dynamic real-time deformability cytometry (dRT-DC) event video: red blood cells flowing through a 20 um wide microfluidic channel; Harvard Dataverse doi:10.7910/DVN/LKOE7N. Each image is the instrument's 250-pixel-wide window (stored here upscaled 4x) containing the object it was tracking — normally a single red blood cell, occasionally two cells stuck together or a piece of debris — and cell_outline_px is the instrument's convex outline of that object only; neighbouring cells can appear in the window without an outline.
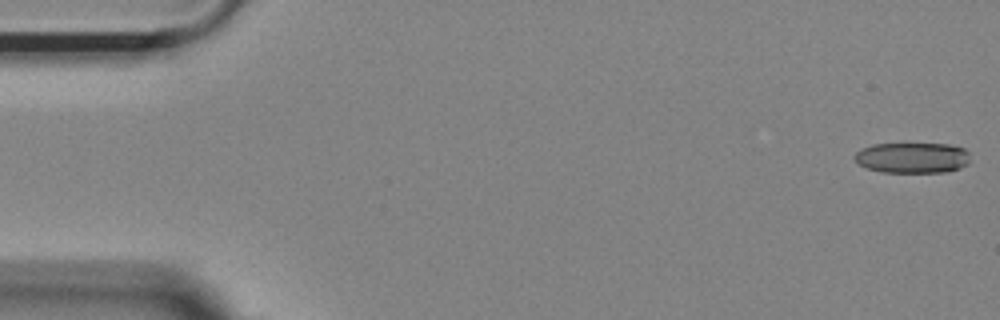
{"species": "Egyptian fruit bat (a non-hibernating species)", "species_latin": "Rousettus aegyptiacus", "temperature_condition": "room temperature", "stored_images_in_passage": 19, "camera_frame_rate_fps": 3000, "um_per_image_px": 0.085, "animal": {"sex": "female"}, "frame": {"image": 1, "passage_image": 1, "time_ms": 0.0, "image_size_px": [1000, 320], "cell_outline_px": [[968, 164], [960, 168], [944, 172], [880, 172], [868, 168], [860, 164], [852, 156], [856, 152], [872, 144], [948, 144], [964, 148], [968, 152]], "centroid_in_image_um": [77.55, 13.41], "position_along_channel_um": 7.4, "area_um2": 20.52}}
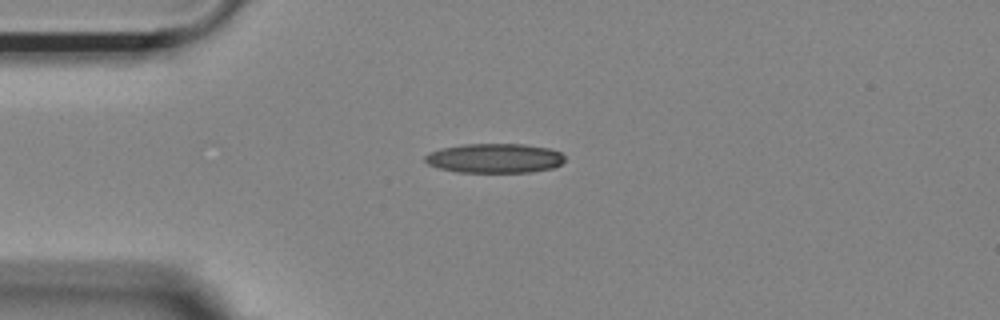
{"frame": {"image": 2, "passage_image": 13, "time_ms": 4.0, "image_size_px": [1000, 320], "cell_outline_px": [[564, 160], [560, 164], [552, 168], [532, 172], [456, 172], [440, 168], [428, 164], [424, 160], [424, 156], [440, 148], [464, 144], [524, 144], [548, 148], [560, 152], [564, 156]], "centroid_in_image_um": [42.04, 13.45], "position_along_channel_um": 43.0, "area_um2": 23.93}}
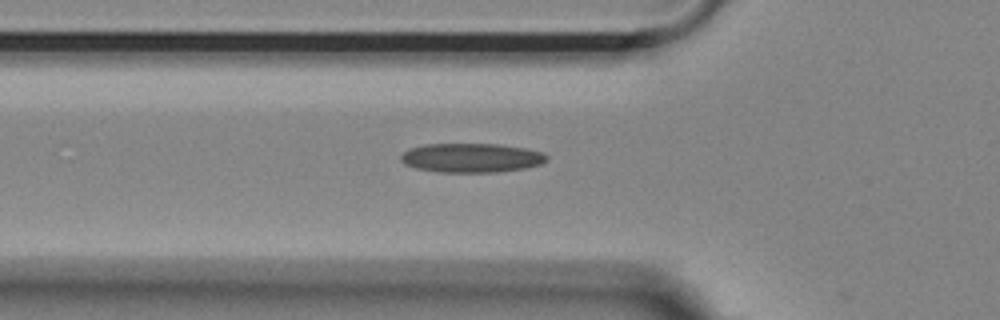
{"frame": {"image": 3, "passage_image": 18, "time_ms": 5.667, "image_size_px": [1000, 320], "cell_outline_px": [[548, 160], [540, 164], [524, 168], [496, 172], [440, 172], [416, 168], [404, 164], [400, 160], [400, 156], [404, 152], [412, 148], [424, 144], [496, 144], [524, 148], [544, 152], [548, 156]], "centroid_in_image_um": [40.08, 13.41], "position_along_channel_um": 85.7, "area_um2": 24.74}}